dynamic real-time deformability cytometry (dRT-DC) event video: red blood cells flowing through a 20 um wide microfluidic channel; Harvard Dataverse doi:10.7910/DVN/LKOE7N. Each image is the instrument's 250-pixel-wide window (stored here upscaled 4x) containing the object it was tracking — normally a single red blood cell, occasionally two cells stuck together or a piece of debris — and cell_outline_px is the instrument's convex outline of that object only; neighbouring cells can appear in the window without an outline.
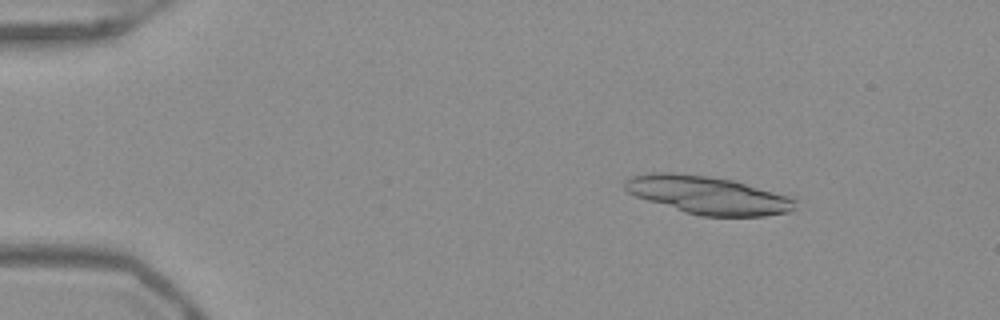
{"species": "Egyptian fruit bat (a non-hibernating species)", "species_latin": "Rousettus aegyptiacus", "temperature_condition": "warm", "stored_images_in_passage": 26, "camera_frame_rate_fps": 3000, "um_per_image_px": 0.085, "frame": {"image": 1, "passage_image": 8, "time_ms": 2.333, "image_size_px": [1000, 320], "cell_outline_px": [[796, 208], [792, 212], [764, 216], [700, 216], [684, 212], [636, 196], [628, 192], [624, 188], [624, 180], [632, 176], [648, 172], [672, 172], [708, 176], [732, 180], [792, 196], [796, 200]], "centroid_in_image_um": [60.21, 16.58], "position_along_channel_um": 24.8, "area_um2": 37.86}}